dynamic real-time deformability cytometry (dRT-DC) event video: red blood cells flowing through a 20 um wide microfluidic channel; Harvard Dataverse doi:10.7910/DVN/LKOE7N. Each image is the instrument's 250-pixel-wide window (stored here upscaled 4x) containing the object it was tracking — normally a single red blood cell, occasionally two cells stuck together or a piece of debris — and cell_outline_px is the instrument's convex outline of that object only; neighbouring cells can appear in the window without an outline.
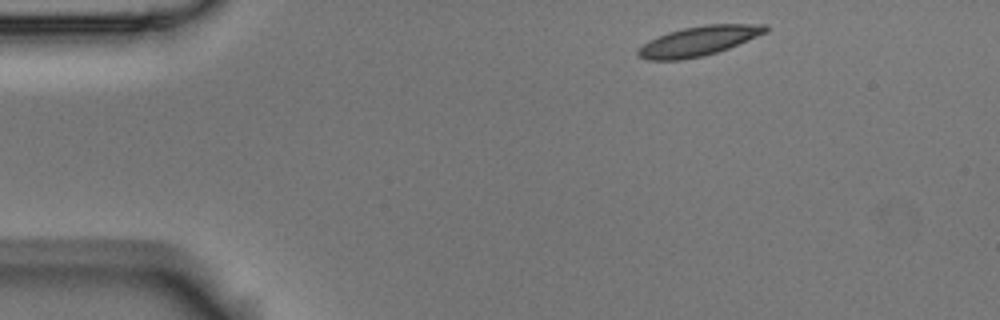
{"species": "Egyptian fruit bat (a non-hibernating species)", "species_latin": "Rousettus aegyptiacus", "temperature_condition": "room temperature", "stored_images_in_passage": 3, "camera_frame_rate_fps": 3000, "um_per_image_px": 0.085, "animal": {"sex": "male"}, "frame": {"image": 1, "passage_image": 1, "time_ms": 0.0, "image_size_px": [1000, 320], "cell_outline_px": [[768, 32], [728, 48], [716, 52], [700, 56], [680, 60], [648, 60], [640, 56], [636, 52], [648, 40], [656, 36], [668, 32], [684, 28], [704, 24], [768, 24]], "centroid_in_image_um": [59.4, 3.47], "position_along_channel_um": 25.6, "area_um2": 21.85}}
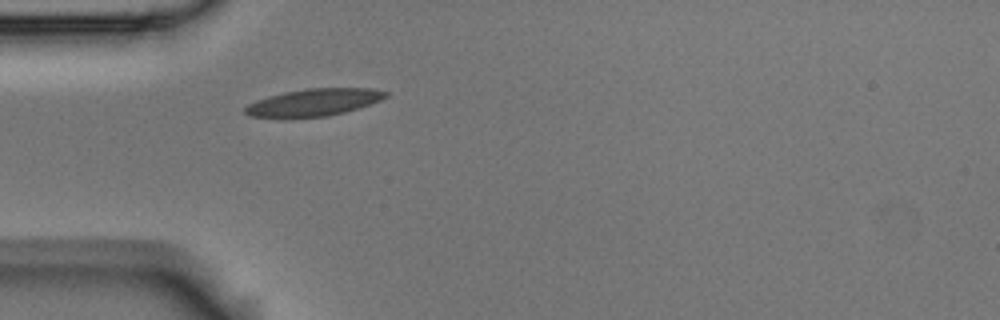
{"frame": {"image": 2, "passage_image": 3, "time_ms": 0.667, "image_size_px": [1000, 320], "cell_outline_px": [[388, 96], [380, 100], [344, 112], [328, 116], [248, 116], [244, 112], [244, 108], [248, 104], [256, 100], [268, 96], [284, 92], [308, 88], [372, 88], [388, 92]], "centroid_in_image_um": [26.69, 8.67], "position_along_channel_um": 58.3, "area_um2": 21.73}}